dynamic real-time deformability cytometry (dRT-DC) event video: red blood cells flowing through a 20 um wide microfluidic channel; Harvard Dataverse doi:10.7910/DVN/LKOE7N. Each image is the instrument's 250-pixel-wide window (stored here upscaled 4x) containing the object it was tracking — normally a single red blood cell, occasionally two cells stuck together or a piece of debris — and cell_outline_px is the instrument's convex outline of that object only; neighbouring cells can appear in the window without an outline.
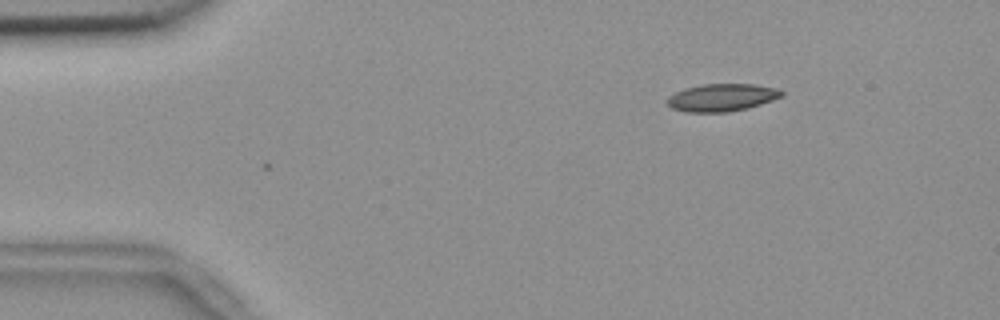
{"species": "common noctule bat (a hibernating species)", "species_latin": "Nyctalus noctula", "temperature_condition": "room temperature", "stored_images_in_passage": 4, "camera_frame_rate_fps": 3000, "um_per_image_px": 0.085, "animal": {"sex": "female", "body_mass_g": 18.4}, "frame": {"image": 1, "passage_image": 3, "time_ms": 0.667, "image_size_px": [1000, 320], "cell_outline_px": [[784, 96], [748, 108], [728, 112], [684, 112], [672, 108], [668, 104], [668, 96], [684, 88], [704, 84], [756, 84], [780, 88], [784, 92]], "centroid_in_image_um": [61.4, 8.28], "position_along_channel_um": 23.6, "area_um2": 18.5}}